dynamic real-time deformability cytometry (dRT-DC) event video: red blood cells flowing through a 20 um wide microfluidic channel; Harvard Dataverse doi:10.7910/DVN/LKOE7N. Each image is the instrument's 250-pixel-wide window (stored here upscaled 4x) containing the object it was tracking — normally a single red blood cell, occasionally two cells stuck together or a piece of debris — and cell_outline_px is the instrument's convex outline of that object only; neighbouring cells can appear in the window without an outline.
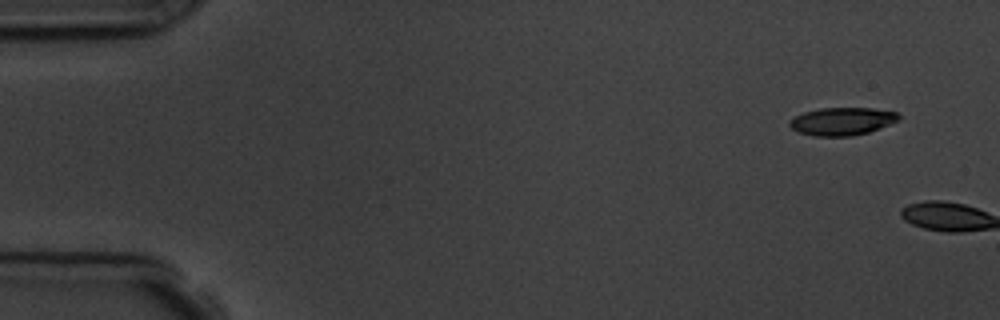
{"species": "common noctule bat (a hibernating species)", "species_latin": "Nyctalus noctula", "temperature_condition": "room temperature", "stored_images_in_passage": 2, "camera_frame_rate_fps": 3000, "um_per_image_px": 0.085, "animal": {"sex": "male", "body_mass_g": 19.5, "forearm_length_mm": 54.6}, "frame": {"image": 1, "passage_image": 1, "time_ms": 0.0, "image_size_px": [1000, 320], "cell_outline_px": [[900, 120], [880, 128], [868, 132], [852, 136], [812, 136], [800, 132], [792, 128], [788, 124], [796, 116], [804, 112], [820, 108], [872, 108], [896, 112], [900, 116]], "centroid_in_image_um": [71.61, 10.31], "position_along_channel_um": 13.4, "area_um2": 17.57}}